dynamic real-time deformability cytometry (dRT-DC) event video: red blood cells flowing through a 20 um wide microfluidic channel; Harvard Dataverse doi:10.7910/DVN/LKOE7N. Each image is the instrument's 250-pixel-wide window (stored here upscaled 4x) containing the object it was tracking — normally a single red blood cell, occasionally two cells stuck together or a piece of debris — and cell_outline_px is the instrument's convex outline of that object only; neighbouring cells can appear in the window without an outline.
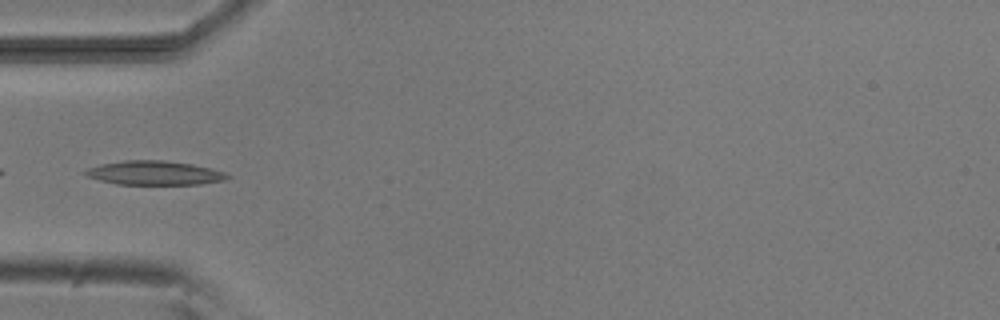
{"species": "common noctule bat (a hibernating species)", "species_latin": "Nyctalus noctula", "temperature_condition": "room temperature", "stored_images_in_passage": 4, "camera_frame_rate_fps": 3000, "um_per_image_px": 0.085, "animal": {"sex": "male", "body_mass_g": 20.5, "forearm_length_mm": 52.5}, "frame": {"image": 1, "passage_image": 4, "time_ms": 3.333, "image_size_px": [1000, 320], "cell_outline_px": [[232, 176], [224, 180], [200, 184], [116, 184], [100, 180], [88, 176], [84, 172], [88, 168], [100, 164], [124, 160], [160, 160], [192, 164], [212, 168], [224, 172]], "centroid_in_image_um": [13.15, 14.69], "position_along_channel_um": 71.9, "area_um2": 19.77}}